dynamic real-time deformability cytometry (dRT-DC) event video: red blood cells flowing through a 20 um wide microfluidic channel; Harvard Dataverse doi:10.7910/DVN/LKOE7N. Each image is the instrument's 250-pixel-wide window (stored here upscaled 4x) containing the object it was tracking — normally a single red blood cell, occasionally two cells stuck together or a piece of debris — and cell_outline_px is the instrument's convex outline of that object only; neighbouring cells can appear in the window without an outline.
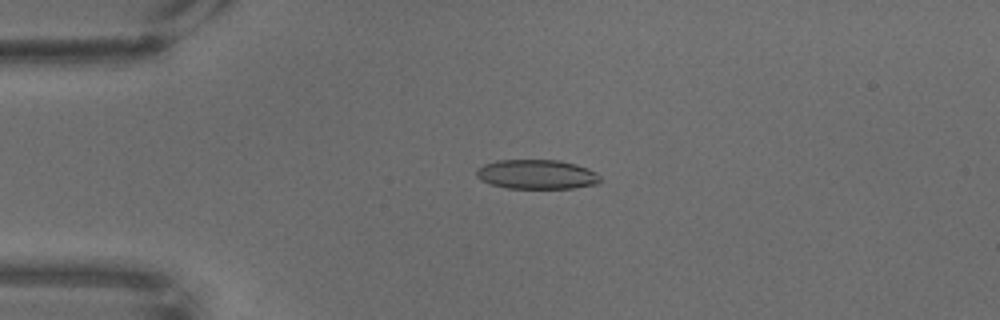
{"species": "common noctule bat (a hibernating species)", "species_latin": "Nyctalus noctula", "temperature_condition": "warm", "stored_images_in_passage": 65, "camera_frame_rate_fps": 3000, "um_per_image_px": 0.085, "animal": {"sex": "male", "body_mass_g": 18.8}, "frame": {"image": 1, "passage_image": 13, "time_ms": 4.0, "image_size_px": [1000, 320], "cell_outline_px": [[600, 180], [596, 184], [572, 188], [508, 188], [492, 184], [480, 180], [476, 176], [476, 172], [484, 164], [496, 160], [560, 160], [576, 164], [588, 168], [596, 172], [600, 176]], "centroid_in_image_um": [45.63, 14.81], "position_along_channel_um": 39.4, "area_um2": 21.15}}
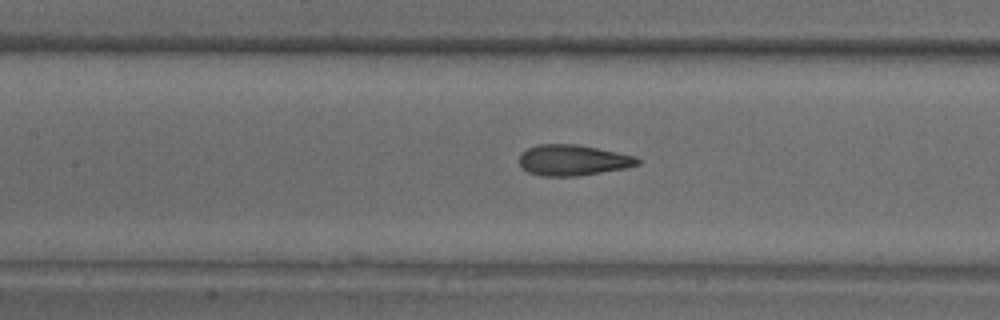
{"frame": {"image": 2, "passage_image": 28, "time_ms": 9.0, "image_size_px": [1000, 320], "cell_outline_px": [[640, 164], [628, 168], [580, 176], [540, 176], [528, 172], [520, 168], [520, 152], [536, 144], [576, 144], [636, 156], [640, 160]], "centroid_in_image_um": [48.69, 13.62], "position_along_channel_um": 158.7, "area_um2": 21.5}}
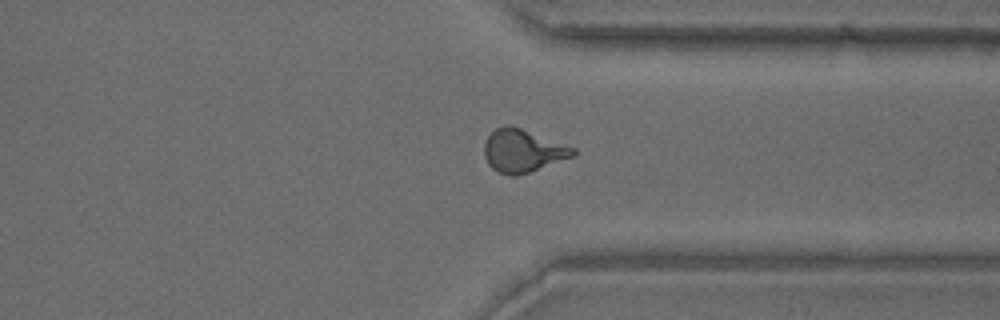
{"frame": {"image": 3, "passage_image": 49, "time_ms": 16.0, "image_size_px": [1000, 320], "cell_outline_px": [[576, 156], [516, 176], [512, 176], [496, 172], [488, 164], [484, 156], [484, 144], [488, 136], [496, 128], [504, 124], [512, 124], [576, 148]], "centroid_in_image_um": [44.43, 12.8], "position_along_channel_um": 367.0, "area_um2": 22.48}}